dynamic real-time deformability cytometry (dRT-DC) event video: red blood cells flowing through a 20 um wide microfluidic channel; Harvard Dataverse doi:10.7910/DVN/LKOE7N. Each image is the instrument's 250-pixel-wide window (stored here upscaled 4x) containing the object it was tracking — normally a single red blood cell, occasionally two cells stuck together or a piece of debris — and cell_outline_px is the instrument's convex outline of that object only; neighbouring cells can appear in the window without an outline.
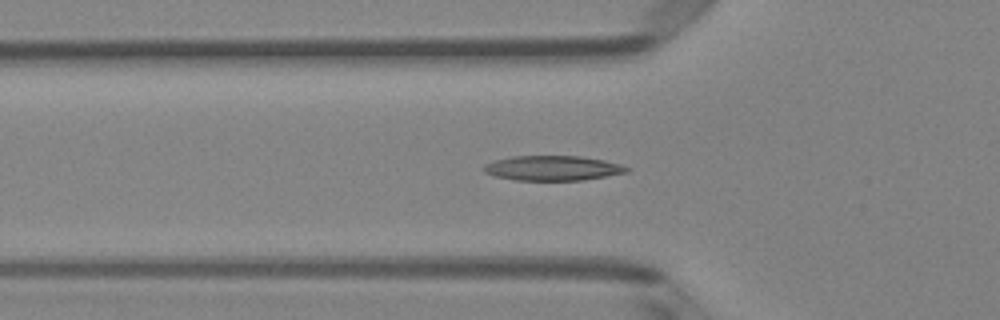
{"species": "Egyptian fruit bat (a non-hibernating species)", "species_latin": "Rousettus aegyptiacus", "temperature_condition": "room temperature", "stored_images_in_passage": 50, "camera_frame_rate_fps": 3000, "um_per_image_px": 0.085, "animal": {"sex": "female"}, "frame": {"image": 1, "passage_image": 16, "time_ms": 5.0, "image_size_px": [1000, 320], "cell_outline_px": [[632, 168], [628, 172], [580, 180], [516, 180], [496, 176], [484, 172], [480, 168], [484, 164], [492, 160], [512, 156], [580, 156], [604, 160], [620, 164]], "centroid_in_image_um": [46.93, 14.28], "position_along_channel_um": 78.9, "area_um2": 20.75}}
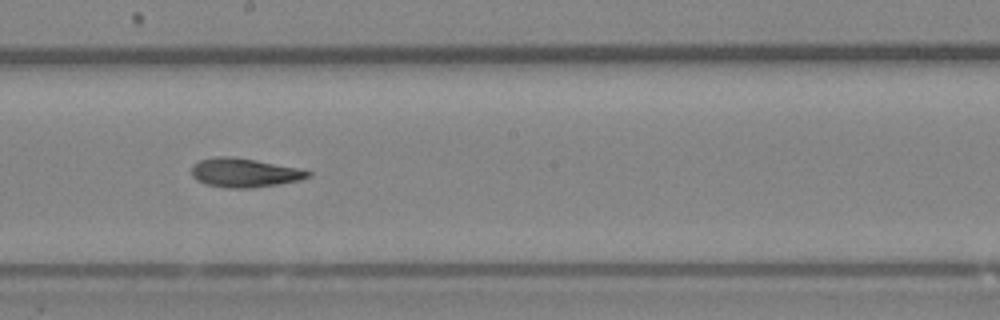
{"frame": {"image": 2, "passage_image": 27, "time_ms": 8.667, "image_size_px": [1000, 320], "cell_outline_px": [[312, 176], [300, 180], [252, 188], [228, 188], [204, 184], [196, 180], [192, 176], [192, 164], [200, 160], [216, 156], [232, 156], [256, 160], [300, 168], [312, 172]], "centroid_in_image_um": [20.77, 14.67], "position_along_channel_um": 227.4, "area_um2": 19.83}}
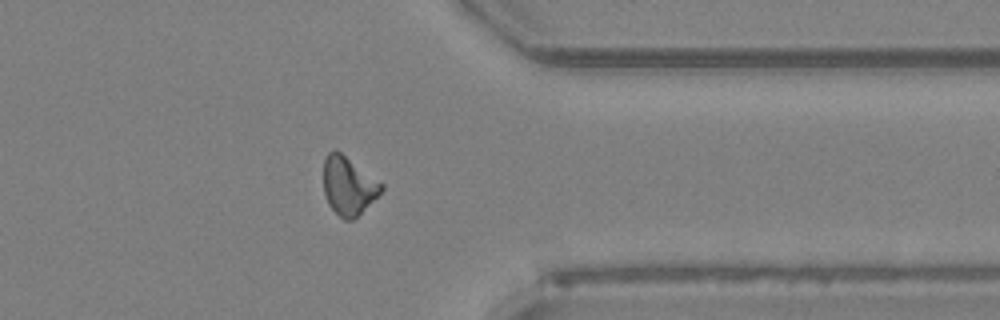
{"frame": {"image": 3, "passage_image": 39, "time_ms": 12.667, "image_size_px": [1000, 320], "cell_outline_px": [[384, 188], [352, 220], [344, 220], [328, 204], [324, 192], [324, 160], [328, 152], [332, 148], [336, 148], [384, 184]], "centroid_in_image_um": [29.59, 15.73], "position_along_channel_um": 381.8, "area_um2": 19.42}, "authors_computed_cell_mechanics": {"area_um2": 19.5364, "velocity_mm_per_s": 4.0499, "shape_relaxation_time_tau1_ms": 5.1828, "shape_relaxation_time_tau2_ms": 3.3263, "deformation_change_tau1": 0.1745, "deformation_change_tau2": 0.1211}}